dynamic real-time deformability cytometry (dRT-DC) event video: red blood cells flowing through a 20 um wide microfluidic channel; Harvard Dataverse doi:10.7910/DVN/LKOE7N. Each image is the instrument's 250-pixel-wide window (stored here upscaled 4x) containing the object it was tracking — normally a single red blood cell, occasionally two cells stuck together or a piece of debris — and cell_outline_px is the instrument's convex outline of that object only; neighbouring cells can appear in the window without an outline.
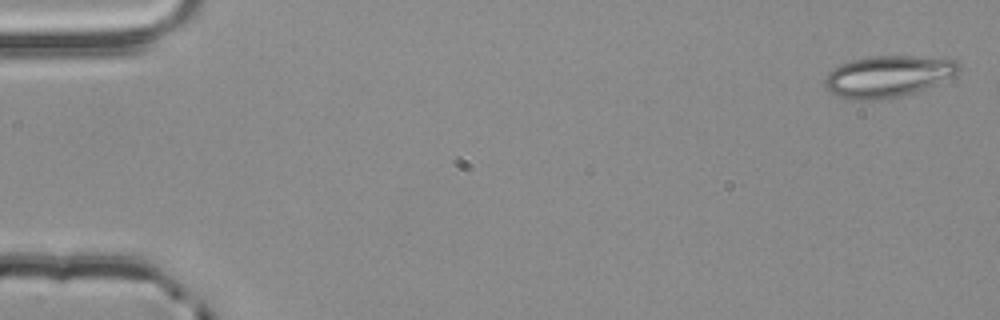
{"species": "common noctule bat (a hibernating species)", "species_latin": "Nyctalus noctula", "temperature_condition": "room temperature", "stored_images_in_passage": 5, "camera_frame_rate_fps": 3000, "um_per_image_px": 0.085, "animal": {"sex": "male", "body_mass_g": 20.4}, "frame": {"image": 1, "passage_image": 1, "time_ms": 0.0, "image_size_px": [1000, 320], "cell_outline_px": [[960, 72], [956, 76], [924, 88], [900, 96], [872, 100], [856, 100], [836, 96], [824, 84], [824, 80], [828, 72], [840, 64], [848, 60], [868, 56], [916, 56], [956, 60], [960, 64]], "centroid_in_image_um": [75.47, 6.47], "position_along_channel_um": 9.5, "area_um2": 32.37}}